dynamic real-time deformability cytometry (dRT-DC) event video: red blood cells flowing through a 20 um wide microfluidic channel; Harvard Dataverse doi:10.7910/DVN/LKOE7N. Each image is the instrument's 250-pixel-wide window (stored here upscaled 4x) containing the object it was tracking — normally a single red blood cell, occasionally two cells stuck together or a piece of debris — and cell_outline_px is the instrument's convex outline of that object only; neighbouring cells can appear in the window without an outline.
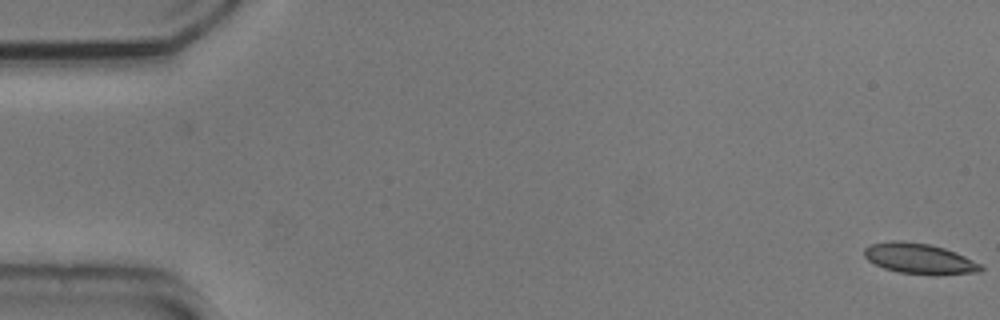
{"species": "common noctule bat (a hibernating species)", "species_latin": "Nyctalus noctula", "temperature_condition": "cold", "stored_images_in_passage": 13, "camera_frame_rate_fps": 3000, "um_per_image_px": 0.085, "animal": {"sex": "male", "body_mass_g": 20.5, "forearm_length_mm": 52.5}, "frame": {"image": 1, "passage_image": 1, "time_ms": 0.0, "image_size_px": [1000, 320], "cell_outline_px": [[984, 268], [980, 272], [936, 276], [932, 276], [900, 272], [884, 268], [868, 260], [864, 256], [864, 248], [872, 244], [892, 240], [900, 240], [928, 244], [944, 248], [964, 256], [980, 264]], "centroid_in_image_um": [78.16, 22.0], "position_along_channel_um": 6.8, "area_um2": 20.81}}